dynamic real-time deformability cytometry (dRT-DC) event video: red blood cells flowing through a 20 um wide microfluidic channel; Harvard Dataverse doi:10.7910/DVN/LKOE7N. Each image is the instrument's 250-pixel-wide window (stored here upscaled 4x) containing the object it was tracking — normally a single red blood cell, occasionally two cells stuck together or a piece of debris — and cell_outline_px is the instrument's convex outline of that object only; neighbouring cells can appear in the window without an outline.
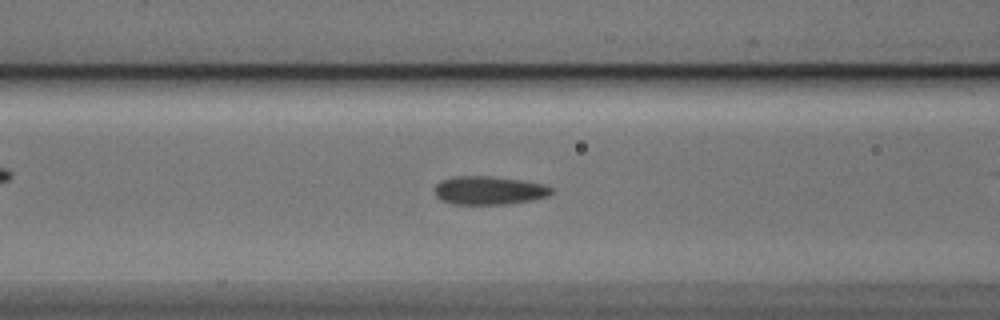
{"species": "Egyptian fruit bat (a non-hibernating species)", "species_latin": "Rousettus aegyptiacus", "temperature_condition": "cold", "stored_images_in_passage": 42, "camera_frame_rate_fps": 3000, "um_per_image_px": 0.085, "animal": {"sex": "male"}, "frame": {"image": 1, "passage_image": 21, "time_ms": 6.667, "image_size_px": [1000, 320], "cell_outline_px": [[552, 192], [548, 196], [532, 200], [508, 204], [452, 204], [440, 200], [436, 196], [436, 184], [440, 180], [456, 176], [492, 176], [520, 180], [544, 184], [552, 188]], "centroid_in_image_um": [41.56, 16.18], "position_along_channel_um": 125.0, "area_um2": 19.36}}
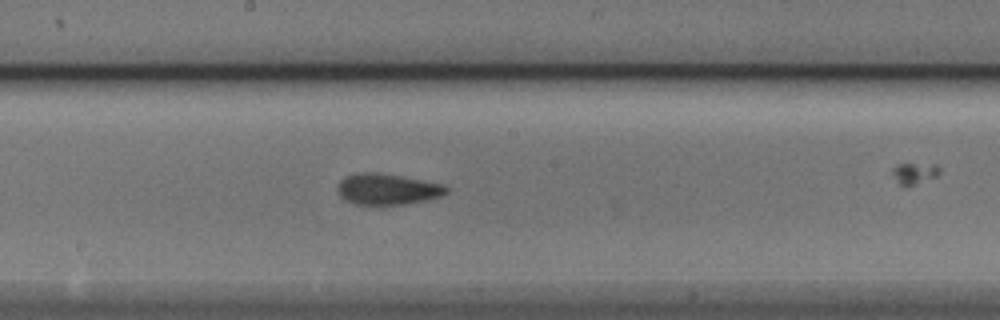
{"frame": {"image": 2, "passage_image": 28, "time_ms": 9.0, "image_size_px": [1000, 320], "cell_outline_px": [[448, 192], [444, 196], [408, 204], [352, 204], [344, 200], [340, 196], [336, 188], [340, 180], [344, 176], [360, 172], [376, 172], [400, 176], [444, 184], [448, 188]], "centroid_in_image_um": [32.92, 16.08], "position_along_channel_um": 215.3, "area_um2": 19.88}}
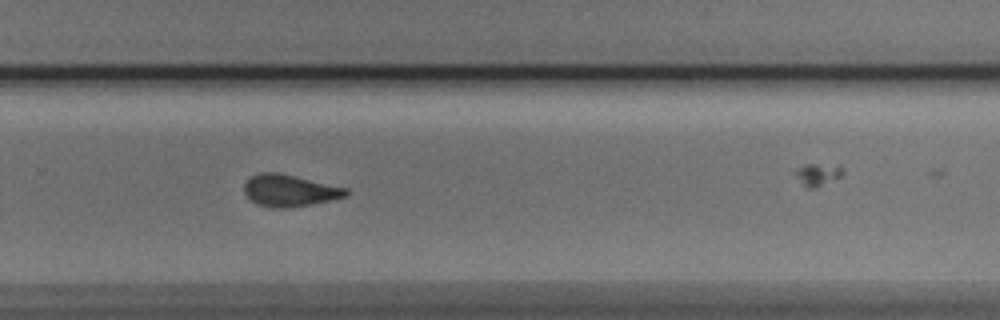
{"frame": {"image": 3, "passage_image": 35, "time_ms": 11.333, "image_size_px": [1000, 320], "cell_outline_px": [[348, 196], [312, 204], [288, 208], [272, 208], [256, 204], [244, 192], [244, 184], [252, 176], [260, 172], [280, 172], [348, 188]], "centroid_in_image_um": [24.63, 16.19], "position_along_channel_um": 305.2, "area_um2": 19.02}}